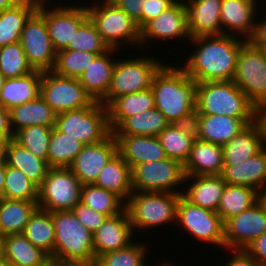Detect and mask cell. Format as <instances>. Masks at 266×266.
<instances>
[{
	"label": "cell",
	"instance_id": "1",
	"mask_svg": "<svg viewBox=\"0 0 266 266\" xmlns=\"http://www.w3.org/2000/svg\"><path fill=\"white\" fill-rule=\"evenodd\" d=\"M247 41L232 35H210L191 38L195 47L185 56L180 67L197 83L231 81L234 79L237 58ZM186 59V60H185Z\"/></svg>",
	"mask_w": 266,
	"mask_h": 266
},
{
	"label": "cell",
	"instance_id": "2",
	"mask_svg": "<svg viewBox=\"0 0 266 266\" xmlns=\"http://www.w3.org/2000/svg\"><path fill=\"white\" fill-rule=\"evenodd\" d=\"M165 63L154 75L151 89L155 108L169 123H193L196 110L197 82L179 65Z\"/></svg>",
	"mask_w": 266,
	"mask_h": 266
},
{
	"label": "cell",
	"instance_id": "3",
	"mask_svg": "<svg viewBox=\"0 0 266 266\" xmlns=\"http://www.w3.org/2000/svg\"><path fill=\"white\" fill-rule=\"evenodd\" d=\"M55 229L54 264L87 266L95 259L93 233L71 210L52 212Z\"/></svg>",
	"mask_w": 266,
	"mask_h": 266
},
{
	"label": "cell",
	"instance_id": "4",
	"mask_svg": "<svg viewBox=\"0 0 266 266\" xmlns=\"http://www.w3.org/2000/svg\"><path fill=\"white\" fill-rule=\"evenodd\" d=\"M195 115L257 119L258 108L233 80L207 81L197 83Z\"/></svg>",
	"mask_w": 266,
	"mask_h": 266
},
{
	"label": "cell",
	"instance_id": "5",
	"mask_svg": "<svg viewBox=\"0 0 266 266\" xmlns=\"http://www.w3.org/2000/svg\"><path fill=\"white\" fill-rule=\"evenodd\" d=\"M93 1L85 0L88 17L108 47L121 50L122 57L125 47L132 45L133 49L139 47V51L140 29L137 23L111 0Z\"/></svg>",
	"mask_w": 266,
	"mask_h": 266
},
{
	"label": "cell",
	"instance_id": "6",
	"mask_svg": "<svg viewBox=\"0 0 266 266\" xmlns=\"http://www.w3.org/2000/svg\"><path fill=\"white\" fill-rule=\"evenodd\" d=\"M179 199L180 194L177 193L133 191L125 209L135 235L149 229H154L151 230L153 232L172 223L175 227Z\"/></svg>",
	"mask_w": 266,
	"mask_h": 266
},
{
	"label": "cell",
	"instance_id": "7",
	"mask_svg": "<svg viewBox=\"0 0 266 266\" xmlns=\"http://www.w3.org/2000/svg\"><path fill=\"white\" fill-rule=\"evenodd\" d=\"M141 53L135 56L129 53L131 57L127 54L124 58L117 57L107 95L100 101L105 107L117 97L151 88L154 75L167 60L164 62L158 55L148 56L147 51Z\"/></svg>",
	"mask_w": 266,
	"mask_h": 266
},
{
	"label": "cell",
	"instance_id": "8",
	"mask_svg": "<svg viewBox=\"0 0 266 266\" xmlns=\"http://www.w3.org/2000/svg\"><path fill=\"white\" fill-rule=\"evenodd\" d=\"M55 127L84 145L99 143L112 133L108 109L98 101L89 107L56 114Z\"/></svg>",
	"mask_w": 266,
	"mask_h": 266
},
{
	"label": "cell",
	"instance_id": "9",
	"mask_svg": "<svg viewBox=\"0 0 266 266\" xmlns=\"http://www.w3.org/2000/svg\"><path fill=\"white\" fill-rule=\"evenodd\" d=\"M176 227H181L180 234L185 230V236L187 233L196 239L195 244L198 241L206 247H218L219 251L225 249V228L222 218L215 211L190 203L181 194L177 206Z\"/></svg>",
	"mask_w": 266,
	"mask_h": 266
},
{
	"label": "cell",
	"instance_id": "10",
	"mask_svg": "<svg viewBox=\"0 0 266 266\" xmlns=\"http://www.w3.org/2000/svg\"><path fill=\"white\" fill-rule=\"evenodd\" d=\"M80 1L84 0H77L75 5L73 2L65 4L67 1H58L55 5L54 0H41L37 6V10L44 16L49 37L56 51L65 49L74 33L89 18L85 2Z\"/></svg>",
	"mask_w": 266,
	"mask_h": 266
},
{
	"label": "cell",
	"instance_id": "11",
	"mask_svg": "<svg viewBox=\"0 0 266 266\" xmlns=\"http://www.w3.org/2000/svg\"><path fill=\"white\" fill-rule=\"evenodd\" d=\"M131 175L133 191L182 194L183 164L171 158L137 164L131 169Z\"/></svg>",
	"mask_w": 266,
	"mask_h": 266
},
{
	"label": "cell",
	"instance_id": "12",
	"mask_svg": "<svg viewBox=\"0 0 266 266\" xmlns=\"http://www.w3.org/2000/svg\"><path fill=\"white\" fill-rule=\"evenodd\" d=\"M82 184L66 167H50L38 188V208L46 211L72 210L81 198Z\"/></svg>",
	"mask_w": 266,
	"mask_h": 266
},
{
	"label": "cell",
	"instance_id": "13",
	"mask_svg": "<svg viewBox=\"0 0 266 266\" xmlns=\"http://www.w3.org/2000/svg\"><path fill=\"white\" fill-rule=\"evenodd\" d=\"M233 82L257 108L266 105V51L247 41L239 52Z\"/></svg>",
	"mask_w": 266,
	"mask_h": 266
},
{
	"label": "cell",
	"instance_id": "14",
	"mask_svg": "<svg viewBox=\"0 0 266 266\" xmlns=\"http://www.w3.org/2000/svg\"><path fill=\"white\" fill-rule=\"evenodd\" d=\"M185 39V40H184ZM191 39L188 22L187 11L183 0H177L171 7L161 12L156 18L148 21L140 29V50L148 51L152 49L151 41L159 43H174L183 41L189 42ZM150 48V49H149ZM145 49V50H144Z\"/></svg>",
	"mask_w": 266,
	"mask_h": 266
},
{
	"label": "cell",
	"instance_id": "15",
	"mask_svg": "<svg viewBox=\"0 0 266 266\" xmlns=\"http://www.w3.org/2000/svg\"><path fill=\"white\" fill-rule=\"evenodd\" d=\"M40 95L56 114L89 107L94 102L78 78L58 76L53 71H43Z\"/></svg>",
	"mask_w": 266,
	"mask_h": 266
},
{
	"label": "cell",
	"instance_id": "16",
	"mask_svg": "<svg viewBox=\"0 0 266 266\" xmlns=\"http://www.w3.org/2000/svg\"><path fill=\"white\" fill-rule=\"evenodd\" d=\"M20 43L34 70H53L57 51L49 37L44 16L37 9L25 21Z\"/></svg>",
	"mask_w": 266,
	"mask_h": 266
},
{
	"label": "cell",
	"instance_id": "17",
	"mask_svg": "<svg viewBox=\"0 0 266 266\" xmlns=\"http://www.w3.org/2000/svg\"><path fill=\"white\" fill-rule=\"evenodd\" d=\"M116 153L117 142L111 133L99 143L84 145L68 168L82 185L94 184L99 173Z\"/></svg>",
	"mask_w": 266,
	"mask_h": 266
},
{
	"label": "cell",
	"instance_id": "18",
	"mask_svg": "<svg viewBox=\"0 0 266 266\" xmlns=\"http://www.w3.org/2000/svg\"><path fill=\"white\" fill-rule=\"evenodd\" d=\"M225 248L245 249L266 231V213L256 202L249 209L233 216L224 223Z\"/></svg>",
	"mask_w": 266,
	"mask_h": 266
},
{
	"label": "cell",
	"instance_id": "19",
	"mask_svg": "<svg viewBox=\"0 0 266 266\" xmlns=\"http://www.w3.org/2000/svg\"><path fill=\"white\" fill-rule=\"evenodd\" d=\"M260 3L258 0H222V34L248 41L255 30L257 17H262L258 14L262 13Z\"/></svg>",
	"mask_w": 266,
	"mask_h": 266
},
{
	"label": "cell",
	"instance_id": "20",
	"mask_svg": "<svg viewBox=\"0 0 266 266\" xmlns=\"http://www.w3.org/2000/svg\"><path fill=\"white\" fill-rule=\"evenodd\" d=\"M92 236L95 259L107 252L125 248L138 238L129 221L126 209L114 216L107 217Z\"/></svg>",
	"mask_w": 266,
	"mask_h": 266
},
{
	"label": "cell",
	"instance_id": "21",
	"mask_svg": "<svg viewBox=\"0 0 266 266\" xmlns=\"http://www.w3.org/2000/svg\"><path fill=\"white\" fill-rule=\"evenodd\" d=\"M257 119H239L224 115H194L196 138L224 146Z\"/></svg>",
	"mask_w": 266,
	"mask_h": 266
},
{
	"label": "cell",
	"instance_id": "22",
	"mask_svg": "<svg viewBox=\"0 0 266 266\" xmlns=\"http://www.w3.org/2000/svg\"><path fill=\"white\" fill-rule=\"evenodd\" d=\"M191 38L222 35V0H183Z\"/></svg>",
	"mask_w": 266,
	"mask_h": 266
},
{
	"label": "cell",
	"instance_id": "23",
	"mask_svg": "<svg viewBox=\"0 0 266 266\" xmlns=\"http://www.w3.org/2000/svg\"><path fill=\"white\" fill-rule=\"evenodd\" d=\"M117 153L131 169L140 163L155 162L167 158L157 136L114 135Z\"/></svg>",
	"mask_w": 266,
	"mask_h": 266
},
{
	"label": "cell",
	"instance_id": "24",
	"mask_svg": "<svg viewBox=\"0 0 266 266\" xmlns=\"http://www.w3.org/2000/svg\"><path fill=\"white\" fill-rule=\"evenodd\" d=\"M117 53L121 57L119 55L120 50L110 48L105 53L98 55L78 78L85 91L94 101L100 102L107 95Z\"/></svg>",
	"mask_w": 266,
	"mask_h": 266
},
{
	"label": "cell",
	"instance_id": "25",
	"mask_svg": "<svg viewBox=\"0 0 266 266\" xmlns=\"http://www.w3.org/2000/svg\"><path fill=\"white\" fill-rule=\"evenodd\" d=\"M182 196L192 204L217 212L226 183L221 175L185 176Z\"/></svg>",
	"mask_w": 266,
	"mask_h": 266
},
{
	"label": "cell",
	"instance_id": "26",
	"mask_svg": "<svg viewBox=\"0 0 266 266\" xmlns=\"http://www.w3.org/2000/svg\"><path fill=\"white\" fill-rule=\"evenodd\" d=\"M264 147V132L256 120L223 146L224 166L245 162Z\"/></svg>",
	"mask_w": 266,
	"mask_h": 266
},
{
	"label": "cell",
	"instance_id": "27",
	"mask_svg": "<svg viewBox=\"0 0 266 266\" xmlns=\"http://www.w3.org/2000/svg\"><path fill=\"white\" fill-rule=\"evenodd\" d=\"M223 167V146L197 138L183 165L185 176L221 175Z\"/></svg>",
	"mask_w": 266,
	"mask_h": 266
},
{
	"label": "cell",
	"instance_id": "28",
	"mask_svg": "<svg viewBox=\"0 0 266 266\" xmlns=\"http://www.w3.org/2000/svg\"><path fill=\"white\" fill-rule=\"evenodd\" d=\"M226 184L247 186L257 192L266 187V147L237 165L224 166L221 173Z\"/></svg>",
	"mask_w": 266,
	"mask_h": 266
},
{
	"label": "cell",
	"instance_id": "29",
	"mask_svg": "<svg viewBox=\"0 0 266 266\" xmlns=\"http://www.w3.org/2000/svg\"><path fill=\"white\" fill-rule=\"evenodd\" d=\"M43 71L34 70L18 78H6L0 91V105L11 110L13 107L35 100L40 95Z\"/></svg>",
	"mask_w": 266,
	"mask_h": 266
},
{
	"label": "cell",
	"instance_id": "30",
	"mask_svg": "<svg viewBox=\"0 0 266 266\" xmlns=\"http://www.w3.org/2000/svg\"><path fill=\"white\" fill-rule=\"evenodd\" d=\"M10 111V127L15 134L17 131L34 125L53 128L56 113L39 95L35 100L13 107Z\"/></svg>",
	"mask_w": 266,
	"mask_h": 266
},
{
	"label": "cell",
	"instance_id": "31",
	"mask_svg": "<svg viewBox=\"0 0 266 266\" xmlns=\"http://www.w3.org/2000/svg\"><path fill=\"white\" fill-rule=\"evenodd\" d=\"M94 184L126 203L133 192L131 167L116 153L99 173Z\"/></svg>",
	"mask_w": 266,
	"mask_h": 266
},
{
	"label": "cell",
	"instance_id": "32",
	"mask_svg": "<svg viewBox=\"0 0 266 266\" xmlns=\"http://www.w3.org/2000/svg\"><path fill=\"white\" fill-rule=\"evenodd\" d=\"M2 255L12 266H48L51 263L50 257L23 234L4 236Z\"/></svg>",
	"mask_w": 266,
	"mask_h": 266
},
{
	"label": "cell",
	"instance_id": "33",
	"mask_svg": "<svg viewBox=\"0 0 266 266\" xmlns=\"http://www.w3.org/2000/svg\"><path fill=\"white\" fill-rule=\"evenodd\" d=\"M157 137L166 156L184 165L196 139V133L193 123H170Z\"/></svg>",
	"mask_w": 266,
	"mask_h": 266
},
{
	"label": "cell",
	"instance_id": "34",
	"mask_svg": "<svg viewBox=\"0 0 266 266\" xmlns=\"http://www.w3.org/2000/svg\"><path fill=\"white\" fill-rule=\"evenodd\" d=\"M152 108H155V100L151 88L115 98L107 106L111 132L126 118Z\"/></svg>",
	"mask_w": 266,
	"mask_h": 266
},
{
	"label": "cell",
	"instance_id": "35",
	"mask_svg": "<svg viewBox=\"0 0 266 266\" xmlns=\"http://www.w3.org/2000/svg\"><path fill=\"white\" fill-rule=\"evenodd\" d=\"M22 234L36 247L44 251L54 263L55 229L52 212L37 208Z\"/></svg>",
	"mask_w": 266,
	"mask_h": 266
},
{
	"label": "cell",
	"instance_id": "36",
	"mask_svg": "<svg viewBox=\"0 0 266 266\" xmlns=\"http://www.w3.org/2000/svg\"><path fill=\"white\" fill-rule=\"evenodd\" d=\"M37 202L0 197V232L3 236L22 234L34 211Z\"/></svg>",
	"mask_w": 266,
	"mask_h": 266
},
{
	"label": "cell",
	"instance_id": "37",
	"mask_svg": "<svg viewBox=\"0 0 266 266\" xmlns=\"http://www.w3.org/2000/svg\"><path fill=\"white\" fill-rule=\"evenodd\" d=\"M5 159L7 165L19 169L38 187L42 184L50 168L46 160L34 156L14 139L8 146Z\"/></svg>",
	"mask_w": 266,
	"mask_h": 266
},
{
	"label": "cell",
	"instance_id": "38",
	"mask_svg": "<svg viewBox=\"0 0 266 266\" xmlns=\"http://www.w3.org/2000/svg\"><path fill=\"white\" fill-rule=\"evenodd\" d=\"M40 1H20L0 12V47L20 41L28 17L37 9Z\"/></svg>",
	"mask_w": 266,
	"mask_h": 266
},
{
	"label": "cell",
	"instance_id": "39",
	"mask_svg": "<svg viewBox=\"0 0 266 266\" xmlns=\"http://www.w3.org/2000/svg\"><path fill=\"white\" fill-rule=\"evenodd\" d=\"M169 124L159 109L152 108L126 118L112 133L113 135L157 136Z\"/></svg>",
	"mask_w": 266,
	"mask_h": 266
},
{
	"label": "cell",
	"instance_id": "40",
	"mask_svg": "<svg viewBox=\"0 0 266 266\" xmlns=\"http://www.w3.org/2000/svg\"><path fill=\"white\" fill-rule=\"evenodd\" d=\"M257 202V191L241 185L226 184L217 209L218 215L225 223L233 216L239 215Z\"/></svg>",
	"mask_w": 266,
	"mask_h": 266
},
{
	"label": "cell",
	"instance_id": "41",
	"mask_svg": "<svg viewBox=\"0 0 266 266\" xmlns=\"http://www.w3.org/2000/svg\"><path fill=\"white\" fill-rule=\"evenodd\" d=\"M84 144L76 138L60 132L55 126L52 128L47 152L49 167L68 168Z\"/></svg>",
	"mask_w": 266,
	"mask_h": 266
},
{
	"label": "cell",
	"instance_id": "42",
	"mask_svg": "<svg viewBox=\"0 0 266 266\" xmlns=\"http://www.w3.org/2000/svg\"><path fill=\"white\" fill-rule=\"evenodd\" d=\"M80 202L108 217L125 209V203L118 196L95 184L82 185Z\"/></svg>",
	"mask_w": 266,
	"mask_h": 266
},
{
	"label": "cell",
	"instance_id": "43",
	"mask_svg": "<svg viewBox=\"0 0 266 266\" xmlns=\"http://www.w3.org/2000/svg\"><path fill=\"white\" fill-rule=\"evenodd\" d=\"M149 242H141L136 239L129 246L107 252L99 257L106 266H150L151 261L147 260L151 256L152 247ZM150 251V252H149ZM147 260V261H146Z\"/></svg>",
	"mask_w": 266,
	"mask_h": 266
},
{
	"label": "cell",
	"instance_id": "44",
	"mask_svg": "<svg viewBox=\"0 0 266 266\" xmlns=\"http://www.w3.org/2000/svg\"><path fill=\"white\" fill-rule=\"evenodd\" d=\"M103 53L66 50L57 51L53 72L62 77L79 78L93 60Z\"/></svg>",
	"mask_w": 266,
	"mask_h": 266
},
{
	"label": "cell",
	"instance_id": "45",
	"mask_svg": "<svg viewBox=\"0 0 266 266\" xmlns=\"http://www.w3.org/2000/svg\"><path fill=\"white\" fill-rule=\"evenodd\" d=\"M38 186L34 184L19 169L7 165L5 170V184L2 198L38 201Z\"/></svg>",
	"mask_w": 266,
	"mask_h": 266
},
{
	"label": "cell",
	"instance_id": "46",
	"mask_svg": "<svg viewBox=\"0 0 266 266\" xmlns=\"http://www.w3.org/2000/svg\"><path fill=\"white\" fill-rule=\"evenodd\" d=\"M0 71L6 78H18L34 71L20 41L0 47Z\"/></svg>",
	"mask_w": 266,
	"mask_h": 266
},
{
	"label": "cell",
	"instance_id": "47",
	"mask_svg": "<svg viewBox=\"0 0 266 266\" xmlns=\"http://www.w3.org/2000/svg\"><path fill=\"white\" fill-rule=\"evenodd\" d=\"M52 128L34 125L14 134L13 139L28 149L34 156L47 161V152Z\"/></svg>",
	"mask_w": 266,
	"mask_h": 266
},
{
	"label": "cell",
	"instance_id": "48",
	"mask_svg": "<svg viewBox=\"0 0 266 266\" xmlns=\"http://www.w3.org/2000/svg\"><path fill=\"white\" fill-rule=\"evenodd\" d=\"M66 50L86 51L91 53H105L110 48L103 41L93 22L88 18L74 33Z\"/></svg>",
	"mask_w": 266,
	"mask_h": 266
},
{
	"label": "cell",
	"instance_id": "49",
	"mask_svg": "<svg viewBox=\"0 0 266 266\" xmlns=\"http://www.w3.org/2000/svg\"><path fill=\"white\" fill-rule=\"evenodd\" d=\"M71 211L78 218L79 222L92 233L98 230L108 217L103 213L94 211L82 202H79Z\"/></svg>",
	"mask_w": 266,
	"mask_h": 266
},
{
	"label": "cell",
	"instance_id": "50",
	"mask_svg": "<svg viewBox=\"0 0 266 266\" xmlns=\"http://www.w3.org/2000/svg\"><path fill=\"white\" fill-rule=\"evenodd\" d=\"M177 0H143L141 5V28L161 12L171 7Z\"/></svg>",
	"mask_w": 266,
	"mask_h": 266
},
{
	"label": "cell",
	"instance_id": "51",
	"mask_svg": "<svg viewBox=\"0 0 266 266\" xmlns=\"http://www.w3.org/2000/svg\"><path fill=\"white\" fill-rule=\"evenodd\" d=\"M225 252H224V251ZM222 253H229L222 266H260L245 249H223Z\"/></svg>",
	"mask_w": 266,
	"mask_h": 266
},
{
	"label": "cell",
	"instance_id": "52",
	"mask_svg": "<svg viewBox=\"0 0 266 266\" xmlns=\"http://www.w3.org/2000/svg\"><path fill=\"white\" fill-rule=\"evenodd\" d=\"M245 250L260 266H266V231L248 244Z\"/></svg>",
	"mask_w": 266,
	"mask_h": 266
},
{
	"label": "cell",
	"instance_id": "53",
	"mask_svg": "<svg viewBox=\"0 0 266 266\" xmlns=\"http://www.w3.org/2000/svg\"><path fill=\"white\" fill-rule=\"evenodd\" d=\"M116 6L127 13L141 29V5L143 0H111Z\"/></svg>",
	"mask_w": 266,
	"mask_h": 266
},
{
	"label": "cell",
	"instance_id": "54",
	"mask_svg": "<svg viewBox=\"0 0 266 266\" xmlns=\"http://www.w3.org/2000/svg\"><path fill=\"white\" fill-rule=\"evenodd\" d=\"M265 17V18H264ZM253 46L266 51V12L263 9V17L257 18L253 35L248 40Z\"/></svg>",
	"mask_w": 266,
	"mask_h": 266
},
{
	"label": "cell",
	"instance_id": "55",
	"mask_svg": "<svg viewBox=\"0 0 266 266\" xmlns=\"http://www.w3.org/2000/svg\"><path fill=\"white\" fill-rule=\"evenodd\" d=\"M0 132H12L10 127V111L0 105Z\"/></svg>",
	"mask_w": 266,
	"mask_h": 266
},
{
	"label": "cell",
	"instance_id": "56",
	"mask_svg": "<svg viewBox=\"0 0 266 266\" xmlns=\"http://www.w3.org/2000/svg\"><path fill=\"white\" fill-rule=\"evenodd\" d=\"M13 137V132H0V155H5Z\"/></svg>",
	"mask_w": 266,
	"mask_h": 266
},
{
	"label": "cell",
	"instance_id": "57",
	"mask_svg": "<svg viewBox=\"0 0 266 266\" xmlns=\"http://www.w3.org/2000/svg\"><path fill=\"white\" fill-rule=\"evenodd\" d=\"M6 168H7V163L5 155H0V196L3 194L4 190Z\"/></svg>",
	"mask_w": 266,
	"mask_h": 266
},
{
	"label": "cell",
	"instance_id": "58",
	"mask_svg": "<svg viewBox=\"0 0 266 266\" xmlns=\"http://www.w3.org/2000/svg\"><path fill=\"white\" fill-rule=\"evenodd\" d=\"M257 120L261 123L263 132H264V140L266 147V105L258 108V117Z\"/></svg>",
	"mask_w": 266,
	"mask_h": 266
},
{
	"label": "cell",
	"instance_id": "59",
	"mask_svg": "<svg viewBox=\"0 0 266 266\" xmlns=\"http://www.w3.org/2000/svg\"><path fill=\"white\" fill-rule=\"evenodd\" d=\"M257 202L262 206L266 213V187L257 192Z\"/></svg>",
	"mask_w": 266,
	"mask_h": 266
},
{
	"label": "cell",
	"instance_id": "60",
	"mask_svg": "<svg viewBox=\"0 0 266 266\" xmlns=\"http://www.w3.org/2000/svg\"><path fill=\"white\" fill-rule=\"evenodd\" d=\"M20 0H0V12L15 6Z\"/></svg>",
	"mask_w": 266,
	"mask_h": 266
},
{
	"label": "cell",
	"instance_id": "61",
	"mask_svg": "<svg viewBox=\"0 0 266 266\" xmlns=\"http://www.w3.org/2000/svg\"><path fill=\"white\" fill-rule=\"evenodd\" d=\"M0 266H12L10 261L5 258L2 254L0 255Z\"/></svg>",
	"mask_w": 266,
	"mask_h": 266
},
{
	"label": "cell",
	"instance_id": "62",
	"mask_svg": "<svg viewBox=\"0 0 266 266\" xmlns=\"http://www.w3.org/2000/svg\"><path fill=\"white\" fill-rule=\"evenodd\" d=\"M162 262L160 263L159 262V264L157 265V266H179V264L176 262V263H174L173 261L174 260H172L171 262L169 261H165V262H163L164 261V259L163 260H161ZM175 264H177V265H175Z\"/></svg>",
	"mask_w": 266,
	"mask_h": 266
},
{
	"label": "cell",
	"instance_id": "63",
	"mask_svg": "<svg viewBox=\"0 0 266 266\" xmlns=\"http://www.w3.org/2000/svg\"><path fill=\"white\" fill-rule=\"evenodd\" d=\"M87 266H106L99 258L94 259L89 265Z\"/></svg>",
	"mask_w": 266,
	"mask_h": 266
},
{
	"label": "cell",
	"instance_id": "64",
	"mask_svg": "<svg viewBox=\"0 0 266 266\" xmlns=\"http://www.w3.org/2000/svg\"><path fill=\"white\" fill-rule=\"evenodd\" d=\"M5 80H6V77L0 71V91L2 90V88L4 86Z\"/></svg>",
	"mask_w": 266,
	"mask_h": 266
},
{
	"label": "cell",
	"instance_id": "65",
	"mask_svg": "<svg viewBox=\"0 0 266 266\" xmlns=\"http://www.w3.org/2000/svg\"><path fill=\"white\" fill-rule=\"evenodd\" d=\"M3 235L0 232V255L2 254V246H3Z\"/></svg>",
	"mask_w": 266,
	"mask_h": 266
},
{
	"label": "cell",
	"instance_id": "66",
	"mask_svg": "<svg viewBox=\"0 0 266 266\" xmlns=\"http://www.w3.org/2000/svg\"><path fill=\"white\" fill-rule=\"evenodd\" d=\"M48 266H66V265H60V264L50 263Z\"/></svg>",
	"mask_w": 266,
	"mask_h": 266
},
{
	"label": "cell",
	"instance_id": "67",
	"mask_svg": "<svg viewBox=\"0 0 266 266\" xmlns=\"http://www.w3.org/2000/svg\"><path fill=\"white\" fill-rule=\"evenodd\" d=\"M20 1H41V0H20Z\"/></svg>",
	"mask_w": 266,
	"mask_h": 266
}]
</instances>
